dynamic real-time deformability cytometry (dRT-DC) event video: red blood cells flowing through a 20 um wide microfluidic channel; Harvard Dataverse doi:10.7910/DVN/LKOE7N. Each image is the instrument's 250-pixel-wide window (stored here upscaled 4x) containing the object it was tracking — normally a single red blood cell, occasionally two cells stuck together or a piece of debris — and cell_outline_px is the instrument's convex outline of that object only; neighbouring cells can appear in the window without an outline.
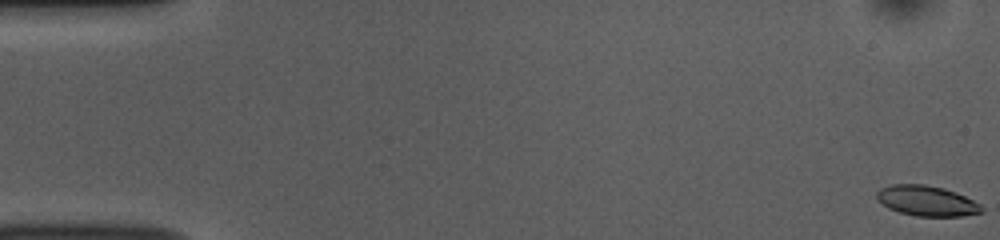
{"species": "common noctule bat (a hibernating species)", "species_latin": "Nyctalus noctula", "temperature_condition": "room temperature", "stored_images_in_passage": 53, "camera_frame_rate_fps": 3000, "um_per_image_px": 0.085, "animal": {"sex": "female", "body_mass_g": 10.0, "forearm_length_mm": 53.1}, "frame": {"image": 1, "passage_image": 1, "time_ms": 0.0, "image_size_px": [1000, 240], "cell_outline_px": [[984, 212], [960, 216], [916, 216], [900, 212], [888, 208], [876, 196], [876, 192], [880, 188], [892, 184], [924, 184], [944, 188], [956, 192], [980, 204], [984, 208]], "centroid_in_image_um": [78.79, 17.07], "position_along_channel_um": 6.2, "area_um2": 18.44}}
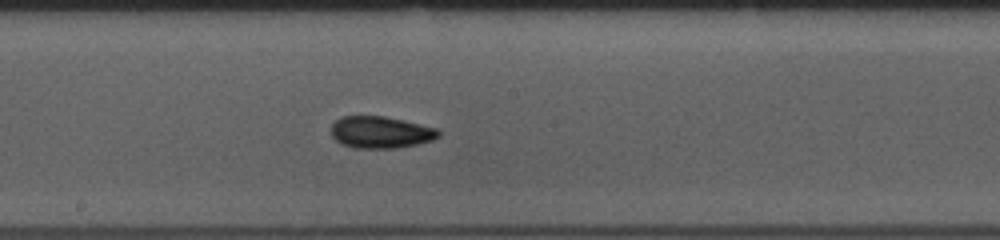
{"frame": {"image": 2, "passage_image": 29, "time_ms": 9.333, "image_size_px": [1000, 240], "cell_outline_px": [[440, 136], [432, 140], [416, 144], [396, 148], [356, 148], [340, 144], [332, 136], [332, 124], [340, 116], [384, 116], [404, 120], [436, 128], [440, 132]], "centroid_in_image_um": [32.34, 11.24], "position_along_channel_um": 215.9, "area_um2": 19.94}}
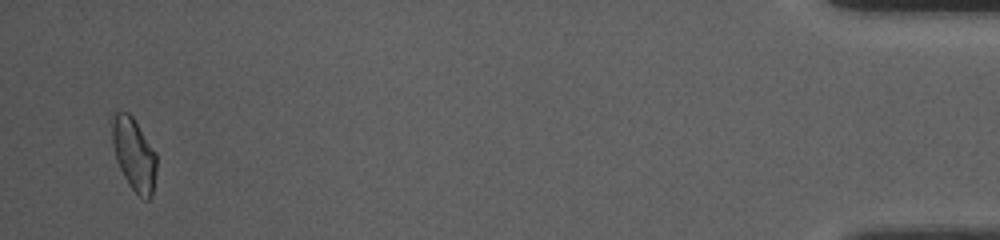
{"frame": {"image": 3, "passage_image": 52, "time_ms": 17.0, "image_size_px": [1000, 240], "cell_outline_px": [[156, 172], [152, 196], [148, 200], [144, 200], [128, 184], [116, 160], [112, 144], [112, 116], [116, 108], [128, 112], [132, 116], [156, 152]], "centroid_in_image_um": [11.37, 13.08], "position_along_channel_um": 423.8, "area_um2": 19.02}, "authors_computed_cell_mechanics": {"area_um2": 19.0162, "velocity_mm_per_s": 3.7868, "shape_relaxation_time_tau1_ms": 3.9581, "shape_relaxation_time_tau2_ms": 3.9311, "deformation_change_tau1": 0.1014, "deformation_change_tau2": 0.0928}}